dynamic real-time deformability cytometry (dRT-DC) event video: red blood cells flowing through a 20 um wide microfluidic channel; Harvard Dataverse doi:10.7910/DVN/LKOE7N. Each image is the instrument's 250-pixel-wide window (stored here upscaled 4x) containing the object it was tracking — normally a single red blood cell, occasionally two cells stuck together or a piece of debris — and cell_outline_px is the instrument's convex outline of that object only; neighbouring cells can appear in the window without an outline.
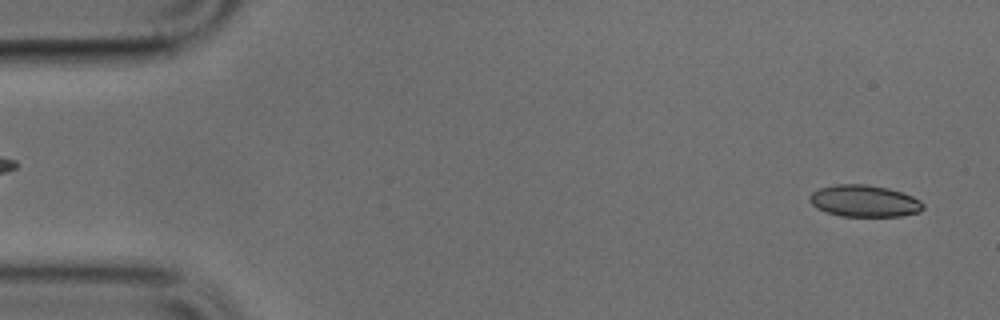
{"species": "common noctule bat (a hibernating species)", "species_latin": "Nyctalus noctula", "temperature_condition": "cold", "stored_images_in_passage": 49, "camera_frame_rate_fps": 3000, "um_per_image_px": 0.085, "animal": {"sex": "male", "body_mass_g": 17.9, "forearm_length_mm": 54.2}, "frame": {"image": 1, "passage_image": 2, "time_ms": 0.333, "image_size_px": [1000, 320], "cell_outline_px": [[924, 208], [920, 212], [900, 216], [840, 216], [816, 208], [808, 200], [808, 196], [812, 192], [820, 188], [836, 184], [864, 184], [888, 188], [912, 196], [920, 200], [924, 204]], "centroid_in_image_um": [73.46, 17.08], "position_along_channel_um": 11.5, "area_um2": 21.04}}
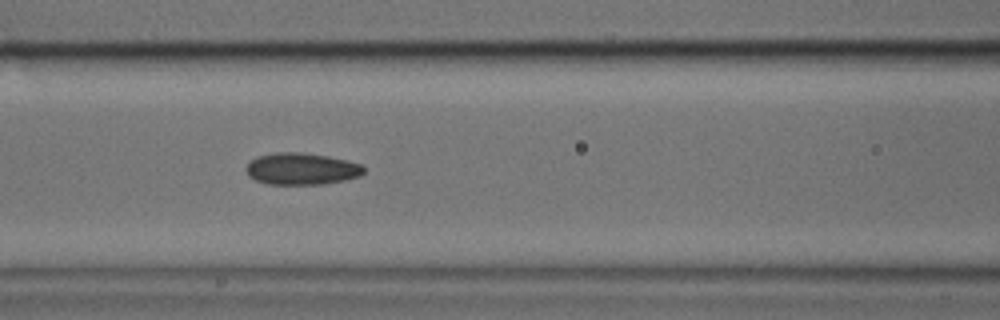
{"frame": {"image": 2, "passage_image": 20, "time_ms": 6.333, "image_size_px": [1000, 320], "cell_outline_px": [[364, 172], [360, 176], [344, 180], [324, 184], [268, 184], [256, 180], [248, 176], [244, 168], [256, 156], [276, 152], [300, 152], [328, 156], [348, 160], [364, 164]], "centroid_in_image_um": [25.64, 14.34], "position_along_channel_um": 141.0, "area_um2": 22.02}}
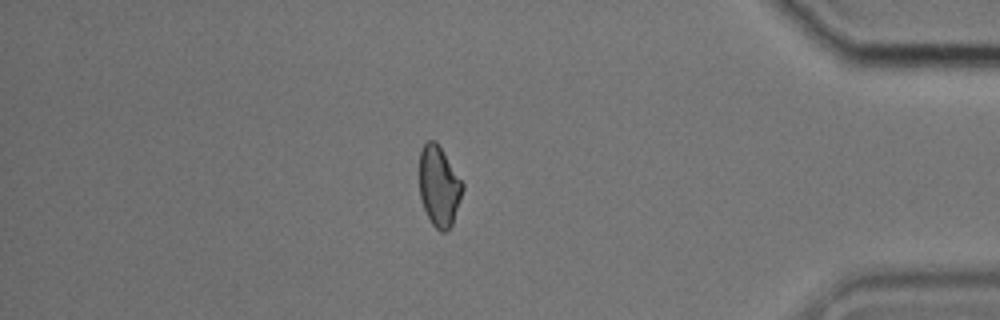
{"frame": {"image": 3, "passage_image": 42, "time_ms": 13.667, "image_size_px": [1000, 320], "cell_outline_px": [[464, 188], [452, 224], [444, 232], [440, 232], [432, 224], [424, 208], [420, 196], [420, 152], [424, 144], [428, 140], [436, 140], [464, 184]], "centroid_in_image_um": [37.32, 15.81], "position_along_channel_um": 397.9, "area_um2": 20.0}}